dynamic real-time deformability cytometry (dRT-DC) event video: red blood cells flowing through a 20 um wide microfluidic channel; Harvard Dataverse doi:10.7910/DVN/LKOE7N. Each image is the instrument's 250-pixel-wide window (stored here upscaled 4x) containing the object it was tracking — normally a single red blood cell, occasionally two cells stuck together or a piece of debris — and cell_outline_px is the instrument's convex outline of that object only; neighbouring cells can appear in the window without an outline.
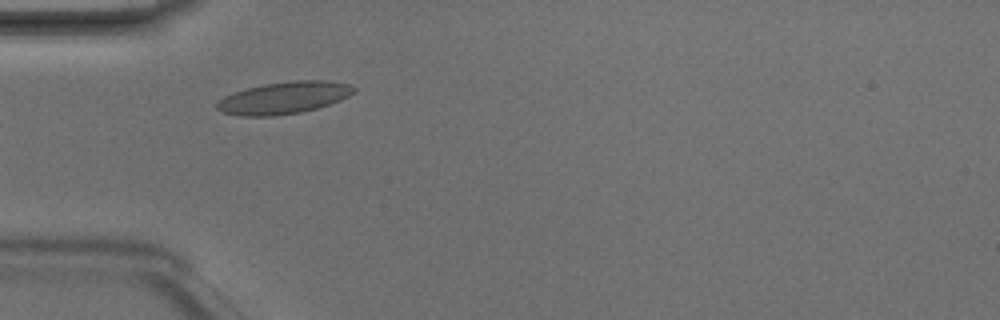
{"species": "Egyptian fruit bat (a non-hibernating species)", "species_latin": "Rousettus aegyptiacus", "temperature_condition": "room temperature", "stored_images_in_passage": 2, "camera_frame_rate_fps": 3000, "um_per_image_px": 0.085, "animal": {"sex": "male"}, "frame": {"image": 1, "passage_image": 1, "time_ms": 0.0, "image_size_px": [1000, 320], "cell_outline_px": [[356, 92], [340, 100], [316, 108], [300, 112], [272, 116], [240, 116], [220, 112], [216, 108], [216, 104], [224, 96], [248, 88], [264, 84], [296, 80], [328, 80], [348, 84], [356, 88]], "centroid_in_image_um": [24.13, 8.31], "position_along_channel_um": 60.9, "area_um2": 25.43}}